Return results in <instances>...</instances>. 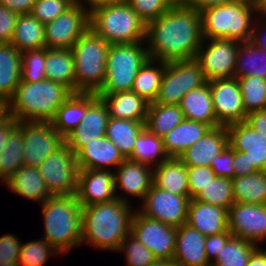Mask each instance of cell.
<instances>
[{
    "label": "cell",
    "mask_w": 266,
    "mask_h": 266,
    "mask_svg": "<svg viewBox=\"0 0 266 266\" xmlns=\"http://www.w3.org/2000/svg\"><path fill=\"white\" fill-rule=\"evenodd\" d=\"M239 43L229 39L203 40L195 59L207 81L234 77Z\"/></svg>",
    "instance_id": "13"
},
{
    "label": "cell",
    "mask_w": 266,
    "mask_h": 266,
    "mask_svg": "<svg viewBox=\"0 0 266 266\" xmlns=\"http://www.w3.org/2000/svg\"><path fill=\"white\" fill-rule=\"evenodd\" d=\"M17 126L18 122L13 117L6 113L0 116V153L6 147L9 135Z\"/></svg>",
    "instance_id": "56"
},
{
    "label": "cell",
    "mask_w": 266,
    "mask_h": 266,
    "mask_svg": "<svg viewBox=\"0 0 266 266\" xmlns=\"http://www.w3.org/2000/svg\"><path fill=\"white\" fill-rule=\"evenodd\" d=\"M5 113V107L4 104L0 101V116Z\"/></svg>",
    "instance_id": "67"
},
{
    "label": "cell",
    "mask_w": 266,
    "mask_h": 266,
    "mask_svg": "<svg viewBox=\"0 0 266 266\" xmlns=\"http://www.w3.org/2000/svg\"><path fill=\"white\" fill-rule=\"evenodd\" d=\"M148 59L145 42L110 44L106 57V78L96 94L132 90L138 71Z\"/></svg>",
    "instance_id": "8"
},
{
    "label": "cell",
    "mask_w": 266,
    "mask_h": 266,
    "mask_svg": "<svg viewBox=\"0 0 266 266\" xmlns=\"http://www.w3.org/2000/svg\"><path fill=\"white\" fill-rule=\"evenodd\" d=\"M210 129L205 123L184 119L162 137L165 153L168 157L179 158Z\"/></svg>",
    "instance_id": "28"
},
{
    "label": "cell",
    "mask_w": 266,
    "mask_h": 266,
    "mask_svg": "<svg viewBox=\"0 0 266 266\" xmlns=\"http://www.w3.org/2000/svg\"><path fill=\"white\" fill-rule=\"evenodd\" d=\"M108 108L109 117L146 121L149 102L134 91L115 92L98 95Z\"/></svg>",
    "instance_id": "26"
},
{
    "label": "cell",
    "mask_w": 266,
    "mask_h": 266,
    "mask_svg": "<svg viewBox=\"0 0 266 266\" xmlns=\"http://www.w3.org/2000/svg\"><path fill=\"white\" fill-rule=\"evenodd\" d=\"M23 129V166L40 164L65 144V138L50 122H18Z\"/></svg>",
    "instance_id": "11"
},
{
    "label": "cell",
    "mask_w": 266,
    "mask_h": 266,
    "mask_svg": "<svg viewBox=\"0 0 266 266\" xmlns=\"http://www.w3.org/2000/svg\"><path fill=\"white\" fill-rule=\"evenodd\" d=\"M234 201L266 204V171L232 178Z\"/></svg>",
    "instance_id": "37"
},
{
    "label": "cell",
    "mask_w": 266,
    "mask_h": 266,
    "mask_svg": "<svg viewBox=\"0 0 266 266\" xmlns=\"http://www.w3.org/2000/svg\"><path fill=\"white\" fill-rule=\"evenodd\" d=\"M89 25V11L76 1L52 22L45 24V47L71 49L90 28Z\"/></svg>",
    "instance_id": "12"
},
{
    "label": "cell",
    "mask_w": 266,
    "mask_h": 266,
    "mask_svg": "<svg viewBox=\"0 0 266 266\" xmlns=\"http://www.w3.org/2000/svg\"><path fill=\"white\" fill-rule=\"evenodd\" d=\"M109 113L96 93H88V110L79 125L65 137V144L77 154L88 142L105 136Z\"/></svg>",
    "instance_id": "18"
},
{
    "label": "cell",
    "mask_w": 266,
    "mask_h": 266,
    "mask_svg": "<svg viewBox=\"0 0 266 266\" xmlns=\"http://www.w3.org/2000/svg\"><path fill=\"white\" fill-rule=\"evenodd\" d=\"M190 196L170 193L152 184L150 190L143 198L140 214L164 224L180 227L187 222Z\"/></svg>",
    "instance_id": "14"
},
{
    "label": "cell",
    "mask_w": 266,
    "mask_h": 266,
    "mask_svg": "<svg viewBox=\"0 0 266 266\" xmlns=\"http://www.w3.org/2000/svg\"><path fill=\"white\" fill-rule=\"evenodd\" d=\"M115 192L117 198L130 203L127 198L143 200L153 184V167L126 158L115 170ZM128 195L119 194L118 190ZM119 194V195H118ZM126 198V199H125Z\"/></svg>",
    "instance_id": "19"
},
{
    "label": "cell",
    "mask_w": 266,
    "mask_h": 266,
    "mask_svg": "<svg viewBox=\"0 0 266 266\" xmlns=\"http://www.w3.org/2000/svg\"><path fill=\"white\" fill-rule=\"evenodd\" d=\"M246 122L266 137V109L248 113Z\"/></svg>",
    "instance_id": "58"
},
{
    "label": "cell",
    "mask_w": 266,
    "mask_h": 266,
    "mask_svg": "<svg viewBox=\"0 0 266 266\" xmlns=\"http://www.w3.org/2000/svg\"><path fill=\"white\" fill-rule=\"evenodd\" d=\"M206 82L200 63L195 58L167 62L154 102L179 105L183 96Z\"/></svg>",
    "instance_id": "9"
},
{
    "label": "cell",
    "mask_w": 266,
    "mask_h": 266,
    "mask_svg": "<svg viewBox=\"0 0 266 266\" xmlns=\"http://www.w3.org/2000/svg\"><path fill=\"white\" fill-rule=\"evenodd\" d=\"M252 242L233 236L223 246L211 266H247L250 256L259 247Z\"/></svg>",
    "instance_id": "42"
},
{
    "label": "cell",
    "mask_w": 266,
    "mask_h": 266,
    "mask_svg": "<svg viewBox=\"0 0 266 266\" xmlns=\"http://www.w3.org/2000/svg\"><path fill=\"white\" fill-rule=\"evenodd\" d=\"M76 195L82 207L109 202L117 198L112 170H79Z\"/></svg>",
    "instance_id": "20"
},
{
    "label": "cell",
    "mask_w": 266,
    "mask_h": 266,
    "mask_svg": "<svg viewBox=\"0 0 266 266\" xmlns=\"http://www.w3.org/2000/svg\"><path fill=\"white\" fill-rule=\"evenodd\" d=\"M130 233L154 255L156 259L173 260L176 227L150 219L135 211Z\"/></svg>",
    "instance_id": "15"
},
{
    "label": "cell",
    "mask_w": 266,
    "mask_h": 266,
    "mask_svg": "<svg viewBox=\"0 0 266 266\" xmlns=\"http://www.w3.org/2000/svg\"><path fill=\"white\" fill-rule=\"evenodd\" d=\"M37 0H0V4L17 14H30Z\"/></svg>",
    "instance_id": "57"
},
{
    "label": "cell",
    "mask_w": 266,
    "mask_h": 266,
    "mask_svg": "<svg viewBox=\"0 0 266 266\" xmlns=\"http://www.w3.org/2000/svg\"><path fill=\"white\" fill-rule=\"evenodd\" d=\"M82 4L89 12L101 5L119 3V0H76Z\"/></svg>",
    "instance_id": "62"
},
{
    "label": "cell",
    "mask_w": 266,
    "mask_h": 266,
    "mask_svg": "<svg viewBox=\"0 0 266 266\" xmlns=\"http://www.w3.org/2000/svg\"><path fill=\"white\" fill-rule=\"evenodd\" d=\"M247 266H266V250L259 246L250 256Z\"/></svg>",
    "instance_id": "61"
},
{
    "label": "cell",
    "mask_w": 266,
    "mask_h": 266,
    "mask_svg": "<svg viewBox=\"0 0 266 266\" xmlns=\"http://www.w3.org/2000/svg\"><path fill=\"white\" fill-rule=\"evenodd\" d=\"M228 229L233 236L256 245L266 241V204L234 202L228 209Z\"/></svg>",
    "instance_id": "17"
},
{
    "label": "cell",
    "mask_w": 266,
    "mask_h": 266,
    "mask_svg": "<svg viewBox=\"0 0 266 266\" xmlns=\"http://www.w3.org/2000/svg\"><path fill=\"white\" fill-rule=\"evenodd\" d=\"M232 1H235V0H187L186 4L201 11L211 6L226 4Z\"/></svg>",
    "instance_id": "60"
},
{
    "label": "cell",
    "mask_w": 266,
    "mask_h": 266,
    "mask_svg": "<svg viewBox=\"0 0 266 266\" xmlns=\"http://www.w3.org/2000/svg\"><path fill=\"white\" fill-rule=\"evenodd\" d=\"M206 236L188 224L176 228L173 263L180 266H211L205 251Z\"/></svg>",
    "instance_id": "22"
},
{
    "label": "cell",
    "mask_w": 266,
    "mask_h": 266,
    "mask_svg": "<svg viewBox=\"0 0 266 266\" xmlns=\"http://www.w3.org/2000/svg\"><path fill=\"white\" fill-rule=\"evenodd\" d=\"M4 185L16 195L40 203L53 196L47 189L38 167L22 166Z\"/></svg>",
    "instance_id": "27"
},
{
    "label": "cell",
    "mask_w": 266,
    "mask_h": 266,
    "mask_svg": "<svg viewBox=\"0 0 266 266\" xmlns=\"http://www.w3.org/2000/svg\"><path fill=\"white\" fill-rule=\"evenodd\" d=\"M38 170L53 196L76 194L79 166L76 154L66 144L49 155Z\"/></svg>",
    "instance_id": "10"
},
{
    "label": "cell",
    "mask_w": 266,
    "mask_h": 266,
    "mask_svg": "<svg viewBox=\"0 0 266 266\" xmlns=\"http://www.w3.org/2000/svg\"><path fill=\"white\" fill-rule=\"evenodd\" d=\"M203 40L201 12L188 4H175L146 24L145 43L152 60L194 59Z\"/></svg>",
    "instance_id": "1"
},
{
    "label": "cell",
    "mask_w": 266,
    "mask_h": 266,
    "mask_svg": "<svg viewBox=\"0 0 266 266\" xmlns=\"http://www.w3.org/2000/svg\"><path fill=\"white\" fill-rule=\"evenodd\" d=\"M234 149L228 144L224 150L212 159L210 167L219 177L234 178Z\"/></svg>",
    "instance_id": "51"
},
{
    "label": "cell",
    "mask_w": 266,
    "mask_h": 266,
    "mask_svg": "<svg viewBox=\"0 0 266 266\" xmlns=\"http://www.w3.org/2000/svg\"><path fill=\"white\" fill-rule=\"evenodd\" d=\"M88 110V93H72L57 109L50 123L64 138L81 122Z\"/></svg>",
    "instance_id": "32"
},
{
    "label": "cell",
    "mask_w": 266,
    "mask_h": 266,
    "mask_svg": "<svg viewBox=\"0 0 266 266\" xmlns=\"http://www.w3.org/2000/svg\"><path fill=\"white\" fill-rule=\"evenodd\" d=\"M256 5V10H257V14H260L259 17H261V19L263 18V20H265L264 18H266V0H257L255 2Z\"/></svg>",
    "instance_id": "63"
},
{
    "label": "cell",
    "mask_w": 266,
    "mask_h": 266,
    "mask_svg": "<svg viewBox=\"0 0 266 266\" xmlns=\"http://www.w3.org/2000/svg\"><path fill=\"white\" fill-rule=\"evenodd\" d=\"M45 25L30 14H19L10 44L20 52L45 47Z\"/></svg>",
    "instance_id": "34"
},
{
    "label": "cell",
    "mask_w": 266,
    "mask_h": 266,
    "mask_svg": "<svg viewBox=\"0 0 266 266\" xmlns=\"http://www.w3.org/2000/svg\"><path fill=\"white\" fill-rule=\"evenodd\" d=\"M60 255L45 239L22 243L18 263L20 266H43L50 255Z\"/></svg>",
    "instance_id": "45"
},
{
    "label": "cell",
    "mask_w": 266,
    "mask_h": 266,
    "mask_svg": "<svg viewBox=\"0 0 266 266\" xmlns=\"http://www.w3.org/2000/svg\"><path fill=\"white\" fill-rule=\"evenodd\" d=\"M200 12L204 39H229L240 43L251 41L253 22L258 15L255 2L235 0Z\"/></svg>",
    "instance_id": "5"
},
{
    "label": "cell",
    "mask_w": 266,
    "mask_h": 266,
    "mask_svg": "<svg viewBox=\"0 0 266 266\" xmlns=\"http://www.w3.org/2000/svg\"><path fill=\"white\" fill-rule=\"evenodd\" d=\"M153 184L173 194L190 196L187 166L177 157H168L153 167Z\"/></svg>",
    "instance_id": "29"
},
{
    "label": "cell",
    "mask_w": 266,
    "mask_h": 266,
    "mask_svg": "<svg viewBox=\"0 0 266 266\" xmlns=\"http://www.w3.org/2000/svg\"><path fill=\"white\" fill-rule=\"evenodd\" d=\"M184 119L179 105L151 102L148 107L145 128L151 134L163 137Z\"/></svg>",
    "instance_id": "36"
},
{
    "label": "cell",
    "mask_w": 266,
    "mask_h": 266,
    "mask_svg": "<svg viewBox=\"0 0 266 266\" xmlns=\"http://www.w3.org/2000/svg\"><path fill=\"white\" fill-rule=\"evenodd\" d=\"M72 93L64 84L49 79L20 81L15 93L4 105L5 113L17 122H50Z\"/></svg>",
    "instance_id": "3"
},
{
    "label": "cell",
    "mask_w": 266,
    "mask_h": 266,
    "mask_svg": "<svg viewBox=\"0 0 266 266\" xmlns=\"http://www.w3.org/2000/svg\"><path fill=\"white\" fill-rule=\"evenodd\" d=\"M234 177L250 175L256 173L257 170L250 165L245 153L234 150Z\"/></svg>",
    "instance_id": "55"
},
{
    "label": "cell",
    "mask_w": 266,
    "mask_h": 266,
    "mask_svg": "<svg viewBox=\"0 0 266 266\" xmlns=\"http://www.w3.org/2000/svg\"><path fill=\"white\" fill-rule=\"evenodd\" d=\"M229 145L246 154L250 165L257 171H266V137L246 121L227 126Z\"/></svg>",
    "instance_id": "21"
},
{
    "label": "cell",
    "mask_w": 266,
    "mask_h": 266,
    "mask_svg": "<svg viewBox=\"0 0 266 266\" xmlns=\"http://www.w3.org/2000/svg\"><path fill=\"white\" fill-rule=\"evenodd\" d=\"M258 23L254 22V27L252 31L251 42L258 48L266 51V23L263 20H255ZM263 21V22H262ZM262 22V23H261ZM265 23V24H264ZM258 25V26H257ZM263 29V30H262ZM263 31V32H262Z\"/></svg>",
    "instance_id": "59"
},
{
    "label": "cell",
    "mask_w": 266,
    "mask_h": 266,
    "mask_svg": "<svg viewBox=\"0 0 266 266\" xmlns=\"http://www.w3.org/2000/svg\"><path fill=\"white\" fill-rule=\"evenodd\" d=\"M179 106L187 120L202 122L211 128L220 126L214 114L208 81L183 96Z\"/></svg>",
    "instance_id": "30"
},
{
    "label": "cell",
    "mask_w": 266,
    "mask_h": 266,
    "mask_svg": "<svg viewBox=\"0 0 266 266\" xmlns=\"http://www.w3.org/2000/svg\"><path fill=\"white\" fill-rule=\"evenodd\" d=\"M79 170H113L126 158L106 136L88 142L77 154ZM112 168V169H111Z\"/></svg>",
    "instance_id": "23"
},
{
    "label": "cell",
    "mask_w": 266,
    "mask_h": 266,
    "mask_svg": "<svg viewBox=\"0 0 266 266\" xmlns=\"http://www.w3.org/2000/svg\"><path fill=\"white\" fill-rule=\"evenodd\" d=\"M256 76L266 79V51L251 41L239 43L234 77Z\"/></svg>",
    "instance_id": "38"
},
{
    "label": "cell",
    "mask_w": 266,
    "mask_h": 266,
    "mask_svg": "<svg viewBox=\"0 0 266 266\" xmlns=\"http://www.w3.org/2000/svg\"><path fill=\"white\" fill-rule=\"evenodd\" d=\"M237 79L246 113L266 109V79L256 76Z\"/></svg>",
    "instance_id": "43"
},
{
    "label": "cell",
    "mask_w": 266,
    "mask_h": 266,
    "mask_svg": "<svg viewBox=\"0 0 266 266\" xmlns=\"http://www.w3.org/2000/svg\"><path fill=\"white\" fill-rule=\"evenodd\" d=\"M75 2L76 0H37L31 14L45 25L64 13Z\"/></svg>",
    "instance_id": "48"
},
{
    "label": "cell",
    "mask_w": 266,
    "mask_h": 266,
    "mask_svg": "<svg viewBox=\"0 0 266 266\" xmlns=\"http://www.w3.org/2000/svg\"><path fill=\"white\" fill-rule=\"evenodd\" d=\"M204 202L226 208L235 202L232 188V178L216 176L195 198Z\"/></svg>",
    "instance_id": "44"
},
{
    "label": "cell",
    "mask_w": 266,
    "mask_h": 266,
    "mask_svg": "<svg viewBox=\"0 0 266 266\" xmlns=\"http://www.w3.org/2000/svg\"><path fill=\"white\" fill-rule=\"evenodd\" d=\"M165 68L166 62L148 59L138 71L132 91L145 98L149 103L154 102Z\"/></svg>",
    "instance_id": "39"
},
{
    "label": "cell",
    "mask_w": 266,
    "mask_h": 266,
    "mask_svg": "<svg viewBox=\"0 0 266 266\" xmlns=\"http://www.w3.org/2000/svg\"><path fill=\"white\" fill-rule=\"evenodd\" d=\"M128 3L146 24L161 16L173 6L170 0H128Z\"/></svg>",
    "instance_id": "49"
},
{
    "label": "cell",
    "mask_w": 266,
    "mask_h": 266,
    "mask_svg": "<svg viewBox=\"0 0 266 266\" xmlns=\"http://www.w3.org/2000/svg\"><path fill=\"white\" fill-rule=\"evenodd\" d=\"M90 29L109 44L145 42L146 23L128 2L101 5L89 12Z\"/></svg>",
    "instance_id": "6"
},
{
    "label": "cell",
    "mask_w": 266,
    "mask_h": 266,
    "mask_svg": "<svg viewBox=\"0 0 266 266\" xmlns=\"http://www.w3.org/2000/svg\"><path fill=\"white\" fill-rule=\"evenodd\" d=\"M46 79L60 82L75 93L74 55L71 49L46 48Z\"/></svg>",
    "instance_id": "33"
},
{
    "label": "cell",
    "mask_w": 266,
    "mask_h": 266,
    "mask_svg": "<svg viewBox=\"0 0 266 266\" xmlns=\"http://www.w3.org/2000/svg\"><path fill=\"white\" fill-rule=\"evenodd\" d=\"M232 237L233 234L229 230L220 234L206 236L205 251L207 260L210 264L216 260L223 246H225Z\"/></svg>",
    "instance_id": "52"
},
{
    "label": "cell",
    "mask_w": 266,
    "mask_h": 266,
    "mask_svg": "<svg viewBox=\"0 0 266 266\" xmlns=\"http://www.w3.org/2000/svg\"><path fill=\"white\" fill-rule=\"evenodd\" d=\"M23 129L18 125L9 135L0 153V181L3 183L23 166Z\"/></svg>",
    "instance_id": "41"
},
{
    "label": "cell",
    "mask_w": 266,
    "mask_h": 266,
    "mask_svg": "<svg viewBox=\"0 0 266 266\" xmlns=\"http://www.w3.org/2000/svg\"><path fill=\"white\" fill-rule=\"evenodd\" d=\"M214 114L220 126L246 121L242 94L236 77L209 80Z\"/></svg>",
    "instance_id": "16"
},
{
    "label": "cell",
    "mask_w": 266,
    "mask_h": 266,
    "mask_svg": "<svg viewBox=\"0 0 266 266\" xmlns=\"http://www.w3.org/2000/svg\"><path fill=\"white\" fill-rule=\"evenodd\" d=\"M41 204L43 239L61 255L81 246L83 207L77 195H55Z\"/></svg>",
    "instance_id": "4"
},
{
    "label": "cell",
    "mask_w": 266,
    "mask_h": 266,
    "mask_svg": "<svg viewBox=\"0 0 266 266\" xmlns=\"http://www.w3.org/2000/svg\"><path fill=\"white\" fill-rule=\"evenodd\" d=\"M110 44L90 28L71 47L74 55L75 93H97L106 78Z\"/></svg>",
    "instance_id": "7"
},
{
    "label": "cell",
    "mask_w": 266,
    "mask_h": 266,
    "mask_svg": "<svg viewBox=\"0 0 266 266\" xmlns=\"http://www.w3.org/2000/svg\"><path fill=\"white\" fill-rule=\"evenodd\" d=\"M204 236L228 231V210L226 208L190 199L187 222Z\"/></svg>",
    "instance_id": "25"
},
{
    "label": "cell",
    "mask_w": 266,
    "mask_h": 266,
    "mask_svg": "<svg viewBox=\"0 0 266 266\" xmlns=\"http://www.w3.org/2000/svg\"><path fill=\"white\" fill-rule=\"evenodd\" d=\"M18 16L0 4V43H10Z\"/></svg>",
    "instance_id": "53"
},
{
    "label": "cell",
    "mask_w": 266,
    "mask_h": 266,
    "mask_svg": "<svg viewBox=\"0 0 266 266\" xmlns=\"http://www.w3.org/2000/svg\"><path fill=\"white\" fill-rule=\"evenodd\" d=\"M187 174L191 199H194L216 177L210 166L187 167Z\"/></svg>",
    "instance_id": "50"
},
{
    "label": "cell",
    "mask_w": 266,
    "mask_h": 266,
    "mask_svg": "<svg viewBox=\"0 0 266 266\" xmlns=\"http://www.w3.org/2000/svg\"><path fill=\"white\" fill-rule=\"evenodd\" d=\"M121 251L125 253L127 266H149L156 259L131 233L120 243L117 252L122 253Z\"/></svg>",
    "instance_id": "47"
},
{
    "label": "cell",
    "mask_w": 266,
    "mask_h": 266,
    "mask_svg": "<svg viewBox=\"0 0 266 266\" xmlns=\"http://www.w3.org/2000/svg\"><path fill=\"white\" fill-rule=\"evenodd\" d=\"M21 55L10 43H0V101L5 105L21 81Z\"/></svg>",
    "instance_id": "31"
},
{
    "label": "cell",
    "mask_w": 266,
    "mask_h": 266,
    "mask_svg": "<svg viewBox=\"0 0 266 266\" xmlns=\"http://www.w3.org/2000/svg\"><path fill=\"white\" fill-rule=\"evenodd\" d=\"M133 208L119 198L83 207L81 245L89 243L97 250L117 252L130 234Z\"/></svg>",
    "instance_id": "2"
},
{
    "label": "cell",
    "mask_w": 266,
    "mask_h": 266,
    "mask_svg": "<svg viewBox=\"0 0 266 266\" xmlns=\"http://www.w3.org/2000/svg\"><path fill=\"white\" fill-rule=\"evenodd\" d=\"M46 47L25 50L21 55V81L39 82L45 75Z\"/></svg>",
    "instance_id": "46"
},
{
    "label": "cell",
    "mask_w": 266,
    "mask_h": 266,
    "mask_svg": "<svg viewBox=\"0 0 266 266\" xmlns=\"http://www.w3.org/2000/svg\"><path fill=\"white\" fill-rule=\"evenodd\" d=\"M122 1H124V2H128V0H119V2H122Z\"/></svg>",
    "instance_id": "69"
},
{
    "label": "cell",
    "mask_w": 266,
    "mask_h": 266,
    "mask_svg": "<svg viewBox=\"0 0 266 266\" xmlns=\"http://www.w3.org/2000/svg\"><path fill=\"white\" fill-rule=\"evenodd\" d=\"M0 266H20L18 260H3L0 259Z\"/></svg>",
    "instance_id": "65"
},
{
    "label": "cell",
    "mask_w": 266,
    "mask_h": 266,
    "mask_svg": "<svg viewBox=\"0 0 266 266\" xmlns=\"http://www.w3.org/2000/svg\"><path fill=\"white\" fill-rule=\"evenodd\" d=\"M229 144L226 126L211 128L195 144L190 146L179 158L187 167L210 166L212 159Z\"/></svg>",
    "instance_id": "24"
},
{
    "label": "cell",
    "mask_w": 266,
    "mask_h": 266,
    "mask_svg": "<svg viewBox=\"0 0 266 266\" xmlns=\"http://www.w3.org/2000/svg\"><path fill=\"white\" fill-rule=\"evenodd\" d=\"M170 266H180V265H177V264H175V263H172Z\"/></svg>",
    "instance_id": "68"
},
{
    "label": "cell",
    "mask_w": 266,
    "mask_h": 266,
    "mask_svg": "<svg viewBox=\"0 0 266 266\" xmlns=\"http://www.w3.org/2000/svg\"><path fill=\"white\" fill-rule=\"evenodd\" d=\"M145 122L109 117L105 136L128 158L133 153L137 136L145 128Z\"/></svg>",
    "instance_id": "35"
},
{
    "label": "cell",
    "mask_w": 266,
    "mask_h": 266,
    "mask_svg": "<svg viewBox=\"0 0 266 266\" xmlns=\"http://www.w3.org/2000/svg\"><path fill=\"white\" fill-rule=\"evenodd\" d=\"M170 2L175 5V4H186L187 0H170Z\"/></svg>",
    "instance_id": "66"
},
{
    "label": "cell",
    "mask_w": 266,
    "mask_h": 266,
    "mask_svg": "<svg viewBox=\"0 0 266 266\" xmlns=\"http://www.w3.org/2000/svg\"><path fill=\"white\" fill-rule=\"evenodd\" d=\"M128 158L152 167L159 165L168 158L164 151L163 138L144 128L137 136L133 153Z\"/></svg>",
    "instance_id": "40"
},
{
    "label": "cell",
    "mask_w": 266,
    "mask_h": 266,
    "mask_svg": "<svg viewBox=\"0 0 266 266\" xmlns=\"http://www.w3.org/2000/svg\"><path fill=\"white\" fill-rule=\"evenodd\" d=\"M172 263V260L155 259L154 262L149 266H170Z\"/></svg>",
    "instance_id": "64"
},
{
    "label": "cell",
    "mask_w": 266,
    "mask_h": 266,
    "mask_svg": "<svg viewBox=\"0 0 266 266\" xmlns=\"http://www.w3.org/2000/svg\"><path fill=\"white\" fill-rule=\"evenodd\" d=\"M22 242L13 234H5L0 237V259L18 260Z\"/></svg>",
    "instance_id": "54"
}]
</instances>
